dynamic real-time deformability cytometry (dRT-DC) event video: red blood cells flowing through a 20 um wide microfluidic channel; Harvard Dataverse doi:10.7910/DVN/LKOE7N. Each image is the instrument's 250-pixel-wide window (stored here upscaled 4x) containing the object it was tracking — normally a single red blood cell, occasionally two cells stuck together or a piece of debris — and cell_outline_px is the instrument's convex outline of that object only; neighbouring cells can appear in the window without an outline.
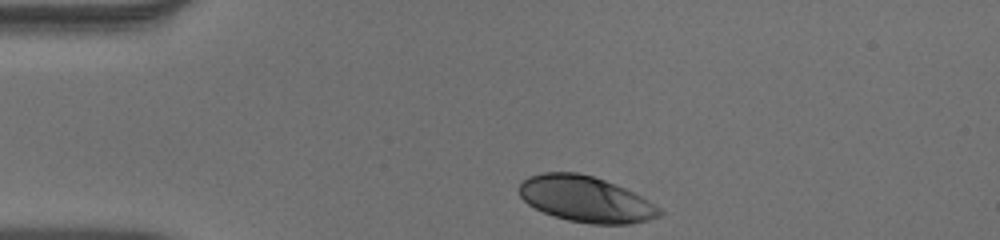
{"species": "human", "species_latin": "Homo sapiens", "temperature_condition": "warm", "stored_images_in_passage": 34, "camera_frame_rate_fps": 3000, "um_per_image_px": 0.085, "donor": {"sex": "male"}, "frame": {"image": 1, "passage_image": 1, "time_ms": 0.0, "image_size_px": [1000, 240], "cell_outline_px": [[664, 212], [660, 216], [648, 220], [628, 224], [592, 224], [568, 220], [552, 216], [528, 204], [520, 196], [516, 188], [528, 176], [544, 172], [576, 172], [592, 176], [604, 180], [624, 188], [648, 200], [660, 208]], "centroid_in_image_um": [49.76, 16.93], "position_along_channel_um": 35.2, "area_um2": 37.45}}
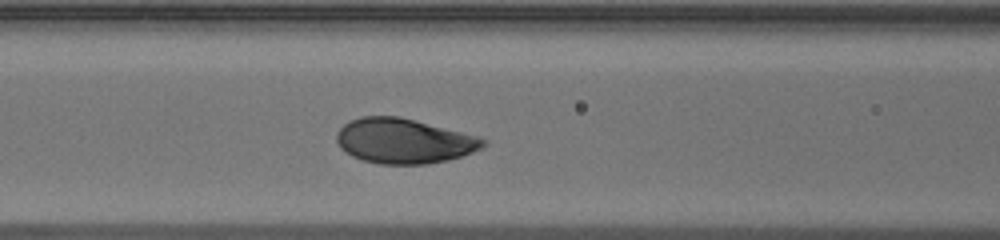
{"frame": {"image": 2, "passage_image": 12, "time_ms": 3.667, "image_size_px": [1000, 240], "cell_outline_px": [[484, 144], [480, 148], [472, 152], [448, 160], [428, 164], [380, 164], [364, 160], [352, 156], [344, 152], [340, 148], [336, 140], [336, 132], [348, 120], [360, 116], [400, 116], [476, 136], [484, 140]], "centroid_in_image_um": [34.24, 11.98], "position_along_channel_um": 132.4, "area_um2": 38.21}}
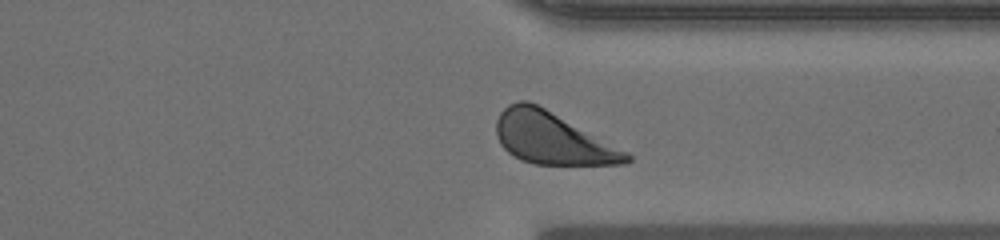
{"frame": {"image": 3, "passage_image": 30, "time_ms": 9.667, "image_size_px": [1000, 240], "cell_outline_px": [[632, 160], [624, 164], [532, 164], [520, 160], [512, 156], [500, 144], [496, 136], [496, 120], [500, 112], [508, 104], [516, 100], [528, 100], [544, 108], [628, 152], [632, 156]], "centroid_in_image_um": [46.89, 11.76], "position_along_channel_um": 364.5, "area_um2": 39.07}, "authors_computed_cell_mechanics": {"area_um2": 37.9746, "velocity_mm_per_s": 3.8685, "shape_relaxation_time_tau1_ms": 1.9031, "shape_relaxation_time_tau2_ms": null, "deformation_change_tau1": 0.1326, "deformation_change_tau2": null}}